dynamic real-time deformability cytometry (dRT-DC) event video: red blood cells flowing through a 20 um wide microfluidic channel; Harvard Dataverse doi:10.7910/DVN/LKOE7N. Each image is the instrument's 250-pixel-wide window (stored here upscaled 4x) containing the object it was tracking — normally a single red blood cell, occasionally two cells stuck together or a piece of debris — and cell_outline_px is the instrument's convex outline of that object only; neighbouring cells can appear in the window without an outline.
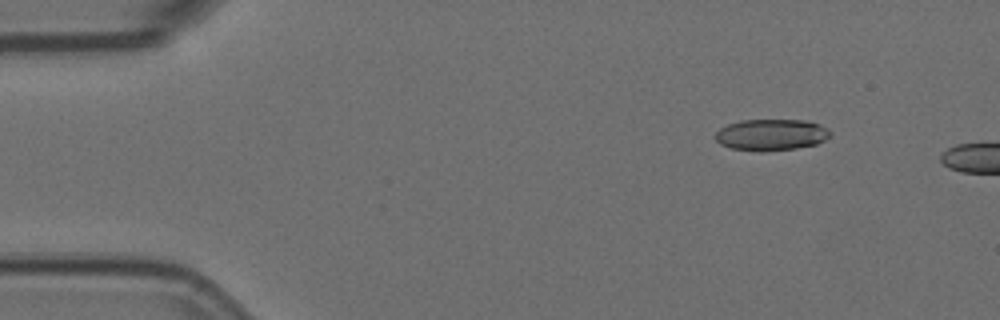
{"species": "Egyptian fruit bat (a non-hibernating species)", "species_latin": "Rousettus aegyptiacus", "temperature_condition": "room temperature", "stored_images_in_passage": 4, "camera_frame_rate_fps": 3000, "um_per_image_px": 0.085, "animal": {"sex": "female"}, "frame": {"image": 1, "passage_image": 1, "time_ms": 0.0, "image_size_px": [1000, 320], "cell_outline_px": [[832, 132], [824, 140], [816, 144], [796, 148], [732, 148], [720, 144], [712, 136], [720, 128], [728, 124], [740, 120], [808, 120], [820, 124], [828, 128]], "centroid_in_image_um": [65.57, 11.39], "position_along_channel_um": 19.4, "area_um2": 20.29}}